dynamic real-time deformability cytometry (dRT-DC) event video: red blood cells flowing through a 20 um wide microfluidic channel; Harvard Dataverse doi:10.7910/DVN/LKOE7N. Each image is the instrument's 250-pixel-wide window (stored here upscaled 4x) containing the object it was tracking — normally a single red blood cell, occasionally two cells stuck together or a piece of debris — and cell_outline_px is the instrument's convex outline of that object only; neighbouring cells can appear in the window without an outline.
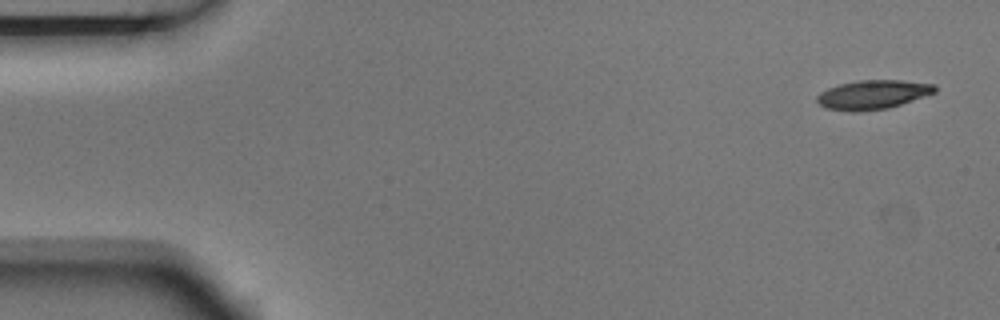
{"species": "Egyptian fruit bat (a non-hibernating species)", "species_latin": "Rousettus aegyptiacus", "temperature_condition": "room temperature", "stored_images_in_passage": 4, "camera_frame_rate_fps": 3000, "um_per_image_px": 0.085, "animal": {"sex": "male"}, "frame": {"image": 1, "passage_image": 1, "time_ms": 0.0, "image_size_px": [1000, 320], "cell_outline_px": [[936, 92], [888, 108], [860, 112], [848, 112], [828, 108], [820, 104], [816, 100], [816, 96], [820, 92], [828, 88], [840, 84], [860, 80], [900, 80], [936, 84]], "centroid_in_image_um": [74.18, 8.04], "position_along_channel_um": 10.8, "area_um2": 19.94}}
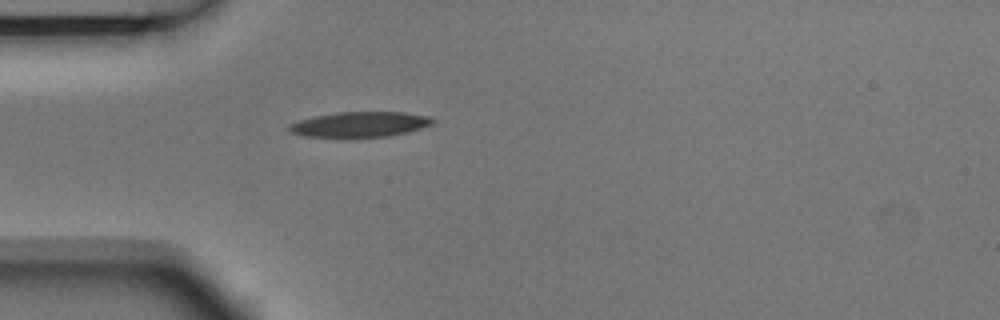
{"frame": {"image": 2, "passage_image": 4, "time_ms": 1.0, "image_size_px": [1000, 320], "cell_outline_px": [[436, 120], [432, 124], [420, 128], [388, 136], [304, 136], [292, 132], [288, 128], [288, 124], [300, 120], [316, 116], [336, 112], [404, 112], [428, 116]], "centroid_in_image_um": [30.6, 10.55], "position_along_channel_um": 54.4, "area_um2": 20.58}}